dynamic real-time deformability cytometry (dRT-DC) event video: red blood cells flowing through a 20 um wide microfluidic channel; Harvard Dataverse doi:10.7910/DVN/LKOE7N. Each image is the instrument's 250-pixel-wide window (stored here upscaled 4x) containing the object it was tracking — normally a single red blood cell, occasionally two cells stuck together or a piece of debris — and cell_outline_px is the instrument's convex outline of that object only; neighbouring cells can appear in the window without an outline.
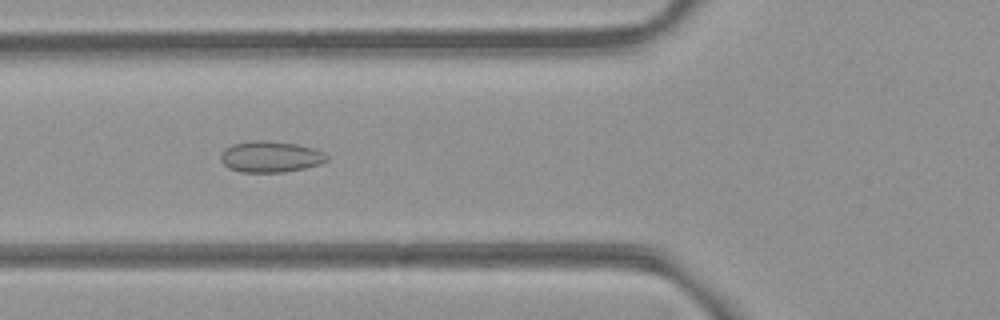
{"species": "common noctule bat (a hibernating species)", "species_latin": "Nyctalus noctula", "temperature_condition": "room temperature", "stored_images_in_passage": 54, "camera_frame_rate_fps": 3000, "um_per_image_px": 0.085, "animal": {"sex": "female", "body_mass_g": 21.9}, "frame": {"image": 1, "passage_image": 20, "time_ms": 6.333, "image_size_px": [1000, 320], "cell_outline_px": [[328, 160], [320, 164], [304, 168], [284, 172], [240, 172], [228, 168], [220, 160], [220, 156], [224, 148], [232, 144], [252, 140], [268, 140], [296, 144], [312, 148], [324, 152], [328, 156]], "centroid_in_image_um": [22.97, 13.32], "position_along_channel_um": 102.8, "area_um2": 19.42}}
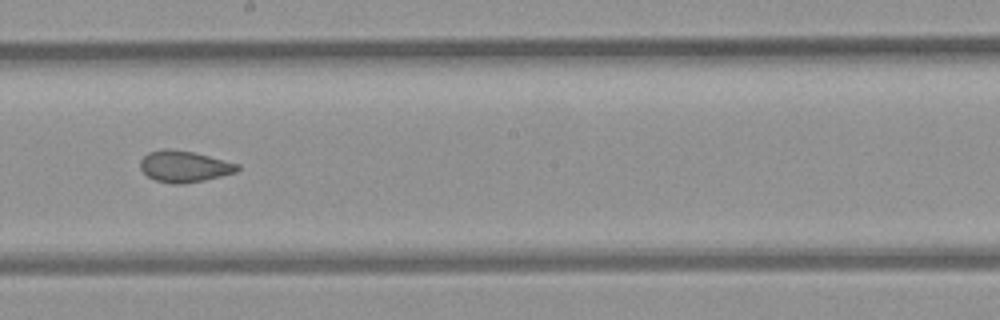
{"frame": {"image": 2, "passage_image": 30, "time_ms": 9.667, "image_size_px": [1000, 320], "cell_outline_px": [[240, 168], [236, 172], [204, 180], [184, 184], [172, 184], [156, 180], [148, 176], [140, 168], [140, 160], [148, 152], [164, 148], [168, 148], [192, 152], [240, 164]], "centroid_in_image_um": [15.65, 14.14], "position_along_channel_um": 232.6, "area_um2": 17.69}}
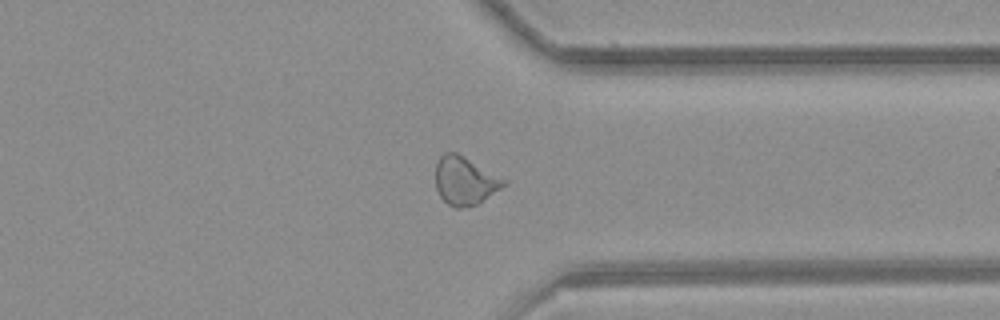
{"frame": {"image": 3, "passage_image": 41, "time_ms": 13.333, "image_size_px": [1000, 320], "cell_outline_px": [[508, 184], [476, 204], [468, 208], [456, 208], [448, 204], [440, 196], [436, 188], [436, 160], [444, 152], [456, 152], [464, 156], [508, 180]], "centroid_in_image_um": [39.52, 15.36], "position_along_channel_um": 371.9, "area_um2": 19.31}, "authors_computed_cell_mechanics": {"area_um2": 19.6231, "velocity_mm_per_s": 3.8737, "shape_relaxation_time_tau1_ms": null, "shape_relaxation_time_tau2_ms": 1.7221, "deformation_change_tau1": null, "deformation_change_tau2": 0.075}}